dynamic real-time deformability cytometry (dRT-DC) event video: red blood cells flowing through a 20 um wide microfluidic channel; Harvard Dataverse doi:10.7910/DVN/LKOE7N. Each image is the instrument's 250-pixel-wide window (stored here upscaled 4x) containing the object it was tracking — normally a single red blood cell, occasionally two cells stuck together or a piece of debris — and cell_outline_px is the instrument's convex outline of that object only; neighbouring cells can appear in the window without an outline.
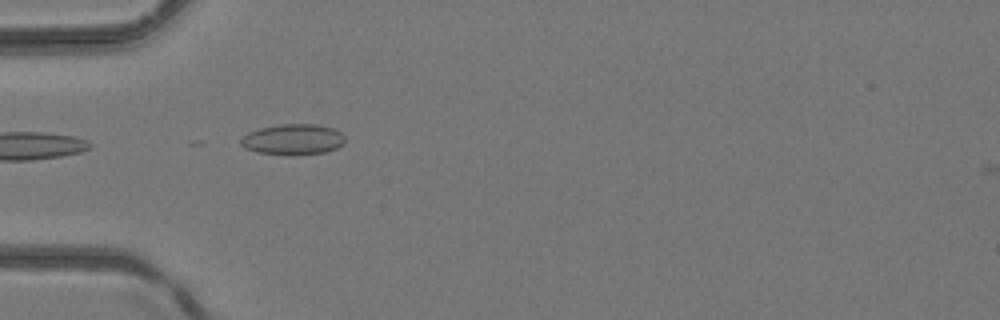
{"species": "common noctule bat (a hibernating species)", "species_latin": "Nyctalus noctula", "temperature_condition": "room temperature", "stored_images_in_passage": 4, "camera_frame_rate_fps": 3000, "um_per_image_px": 0.085, "animal": {"sex": "female", "body_mass_g": 24.6, "forearm_length_mm": 56.2}, "frame": {"image": 1, "passage_image": 4, "time_ms": 1.0, "image_size_px": [1000, 320], "cell_outline_px": [[344, 144], [336, 148], [324, 152], [292, 156], [256, 152], [244, 148], [240, 144], [240, 136], [248, 132], [260, 128], [280, 124], [316, 124], [332, 128], [340, 132], [344, 136]], "centroid_in_image_um": [24.86, 11.86], "position_along_channel_um": 60.1, "area_um2": 18.9}}